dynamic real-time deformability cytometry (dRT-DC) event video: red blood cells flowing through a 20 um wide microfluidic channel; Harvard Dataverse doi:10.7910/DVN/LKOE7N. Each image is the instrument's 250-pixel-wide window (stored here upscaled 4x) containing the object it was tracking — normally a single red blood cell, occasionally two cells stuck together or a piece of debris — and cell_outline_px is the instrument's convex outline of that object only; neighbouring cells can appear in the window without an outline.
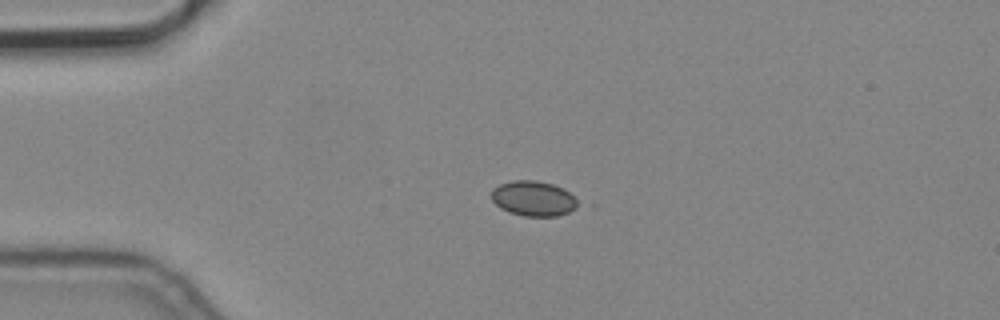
{"species": "common noctule bat (a hibernating species)", "species_latin": "Nyctalus noctula", "temperature_condition": "cold", "stored_images_in_passage": 3, "camera_frame_rate_fps": 3000, "um_per_image_px": 0.085, "animal": {"sex": "male", "body_mass_g": 19.2, "forearm_length_mm": 51.8}, "frame": {"image": 1, "passage_image": 1, "time_ms": 0.0, "image_size_px": [1000, 320], "cell_outline_px": [[584, 204], [568, 212], [556, 216], [524, 216], [508, 212], [500, 208], [492, 200], [492, 188], [500, 184], [512, 180], [536, 180], [552, 184], [564, 188]], "centroid_in_image_um": [45.38, 16.87], "position_along_channel_um": 39.6, "area_um2": 17.98}}
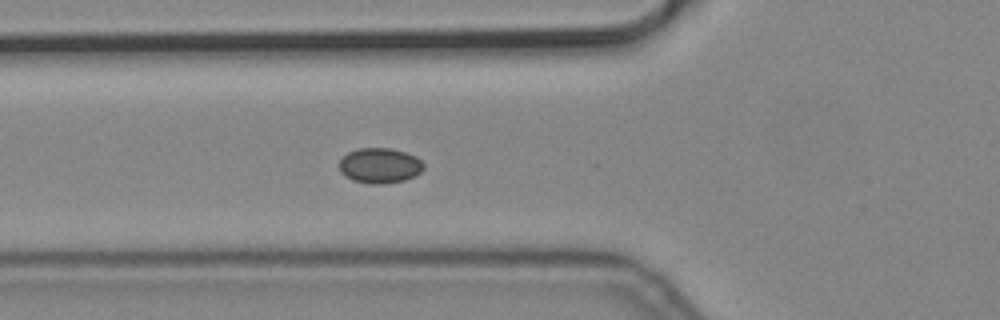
{"frame": {"image": 2, "passage_image": 3, "time_ms": 0.667, "image_size_px": [1000, 320], "cell_outline_px": [[424, 168], [416, 176], [404, 180], [380, 184], [372, 184], [352, 180], [344, 176], [340, 172], [340, 160], [348, 152], [356, 148], [392, 148], [416, 156], [424, 164]], "centroid_in_image_um": [32.28, 14.07], "position_along_channel_um": 93.5, "area_um2": 17.4}}